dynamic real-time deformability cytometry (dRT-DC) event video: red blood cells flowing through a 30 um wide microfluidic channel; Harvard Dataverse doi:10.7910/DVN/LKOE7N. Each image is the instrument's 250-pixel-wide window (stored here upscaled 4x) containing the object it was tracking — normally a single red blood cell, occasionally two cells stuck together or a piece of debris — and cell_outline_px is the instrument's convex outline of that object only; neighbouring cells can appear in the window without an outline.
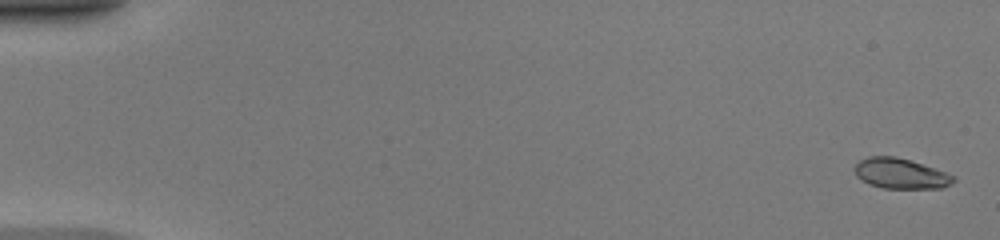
{"species": "common noctule bat (a hibernating species)", "species_latin": "Nyctalus noctula", "temperature_condition": "warm", "stored_images_in_passage": 51, "camera_frame_rate_fps": 3000, "um_per_image_px": 0.085, "animal": {"sex": "female", "body_mass_g": 20.0, "forearm_length_mm": 54.0}, "frame": {"image": 1, "passage_image": 2, "time_ms": 0.333, "image_size_px": [1000, 240], "cell_outline_px": [[956, 180], [952, 184], [940, 188], [884, 188], [868, 184], [856, 176], [852, 168], [860, 160], [868, 156], [896, 156], [956, 176]], "centroid_in_image_um": [76.51, 14.76], "position_along_channel_um": 8.5, "area_um2": 17.4}}
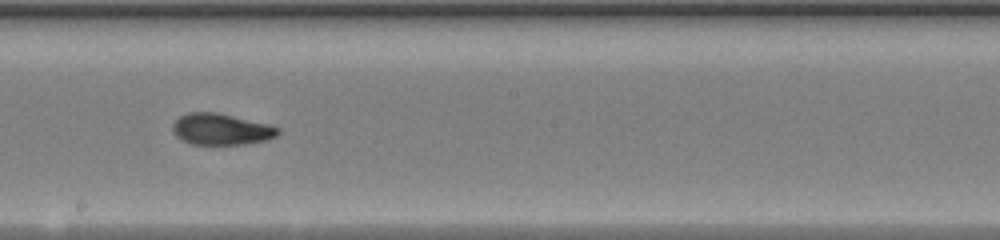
{"frame": {"image": 2, "passage_image": 30, "time_ms": 9.667, "image_size_px": [1000, 240], "cell_outline_px": [[280, 132], [276, 136], [268, 140], [244, 144], [192, 144], [180, 140], [172, 132], [172, 124], [180, 116], [188, 112], [216, 112], [268, 124], [280, 128]], "centroid_in_image_um": [18.78, 10.99], "position_along_channel_um": 229.4, "area_um2": 19.31}}
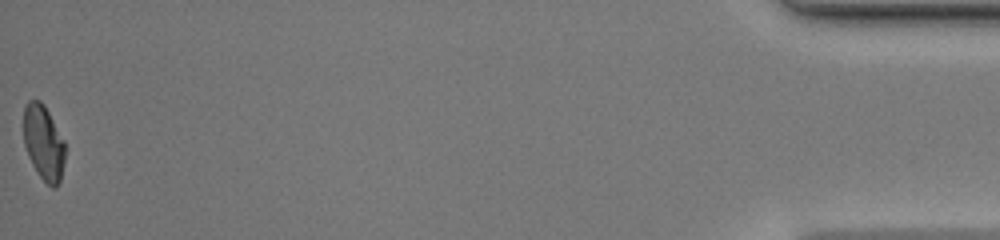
{"frame": {"image": 3, "passage_image": 51, "time_ms": 16.667, "image_size_px": [1000, 240], "cell_outline_px": [[64, 160], [60, 180], [56, 188], [52, 188], [40, 176], [32, 164], [28, 156], [24, 144], [24, 108], [28, 100], [40, 100], [44, 104], [64, 140]], "centroid_in_image_um": [3.7, 12.11], "position_along_channel_um": 431.5, "area_um2": 17.98}, "authors_computed_cell_mechanics": {"area_um2": 18.9006, "velocity_mm_per_s": 4.2006, "shape_relaxation_time_tau1_ms": 3.1259, "shape_relaxation_time_tau2_ms": 1.1152, "deformation_change_tau1": 0.1803, "deformation_change_tau2": 0.049}}